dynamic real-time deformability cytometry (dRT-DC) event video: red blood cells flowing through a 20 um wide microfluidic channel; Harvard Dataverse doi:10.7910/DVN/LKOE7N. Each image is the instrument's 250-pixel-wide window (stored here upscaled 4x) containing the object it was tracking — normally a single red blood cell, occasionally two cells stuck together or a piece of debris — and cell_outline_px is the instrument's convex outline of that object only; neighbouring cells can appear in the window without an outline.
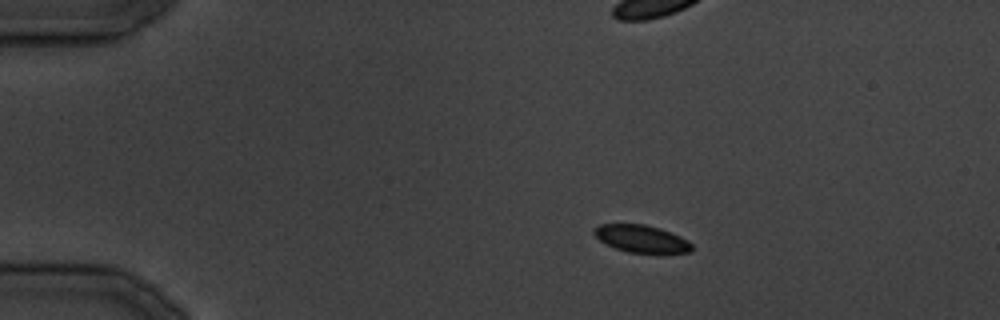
{"species": "common noctule bat (a hibernating species)", "species_latin": "Nyctalus noctula", "temperature_condition": "cold", "stored_images_in_passage": 30, "camera_frame_rate_fps": 3000, "um_per_image_px": 0.085, "animal": {"sex": "male", "body_mass_g": 19.5, "forearm_length_mm": 54.6}, "frame": {"image": 1, "passage_image": 1, "time_ms": 0.0, "image_size_px": [1000, 320], "cell_outline_px": [[692, 252], [628, 252], [616, 248], [600, 240], [592, 232], [600, 224], [644, 224], [660, 228], [680, 236], [688, 240], [692, 244]], "centroid_in_image_um": [54.54, 20.28], "position_along_channel_um": 30.5, "area_um2": 15.26}}
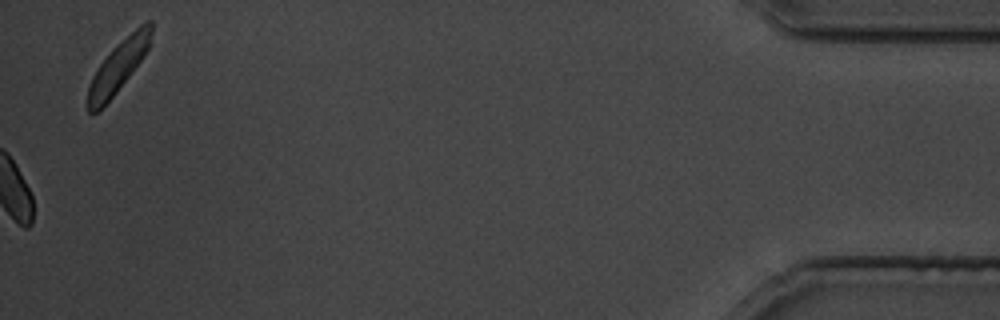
{"frame": {"image": 2, "passage_image": 30, "time_ms": 35.667, "image_size_px": [1000, 320], "cell_outline_px": [[152, 32], [148, 48], [144, 56], [112, 96], [96, 112], [88, 112], [88, 84], [92, 76], [100, 64], [140, 24], [148, 20], [152, 20]], "centroid_in_image_um": [10.06, 5.64], "position_along_channel_um": 425.1, "area_um2": 17.8}}